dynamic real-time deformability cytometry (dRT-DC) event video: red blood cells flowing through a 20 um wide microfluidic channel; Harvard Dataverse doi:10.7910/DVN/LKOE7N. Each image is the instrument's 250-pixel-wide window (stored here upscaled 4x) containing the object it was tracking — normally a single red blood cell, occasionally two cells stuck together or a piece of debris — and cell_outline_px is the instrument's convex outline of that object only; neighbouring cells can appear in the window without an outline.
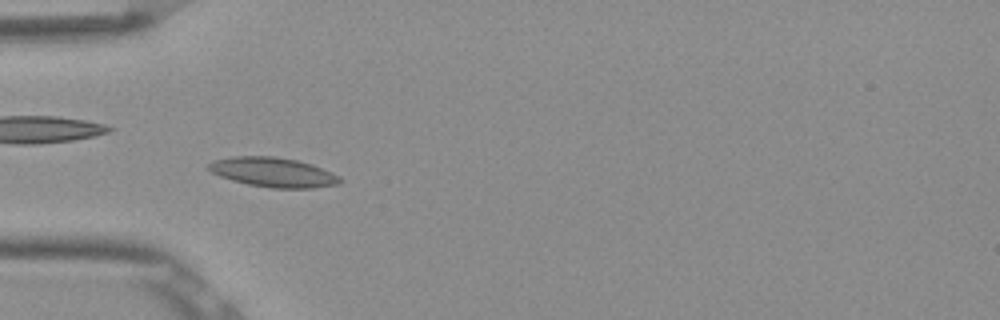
{"species": "Egyptian fruit bat (a non-hibernating species)", "species_latin": "Rousettus aegyptiacus", "temperature_condition": "room temperature", "stored_images_in_passage": 54, "camera_frame_rate_fps": 3000, "um_per_image_px": 0.085, "frame": {"image": 1, "passage_image": 18, "time_ms": 5.667, "image_size_px": [1000, 320], "cell_outline_px": [[344, 180], [340, 184], [312, 188], [272, 188], [248, 184], [232, 180], [220, 176], [212, 172], [208, 168], [208, 164], [216, 160], [232, 156], [272, 156], [296, 160], [312, 164], [332, 172], [340, 176]], "centroid_in_image_um": [23.27, 14.65], "position_along_channel_um": 61.7, "area_um2": 22.6}}
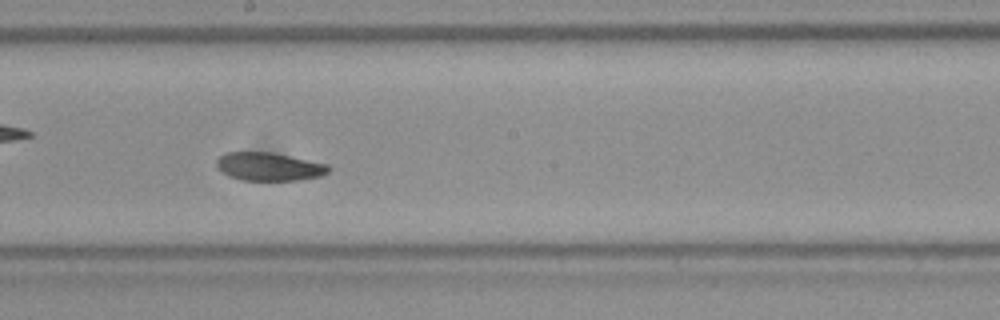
{"frame": {"image": 2, "passage_image": 31, "time_ms": 10.0, "image_size_px": [1000, 320], "cell_outline_px": [[332, 168], [328, 172], [320, 176], [300, 180], [240, 180], [228, 176], [216, 168], [216, 160], [224, 152], [272, 152], [328, 164]], "centroid_in_image_um": [22.85, 14.16], "position_along_channel_um": 225.4, "area_um2": 18.61}}
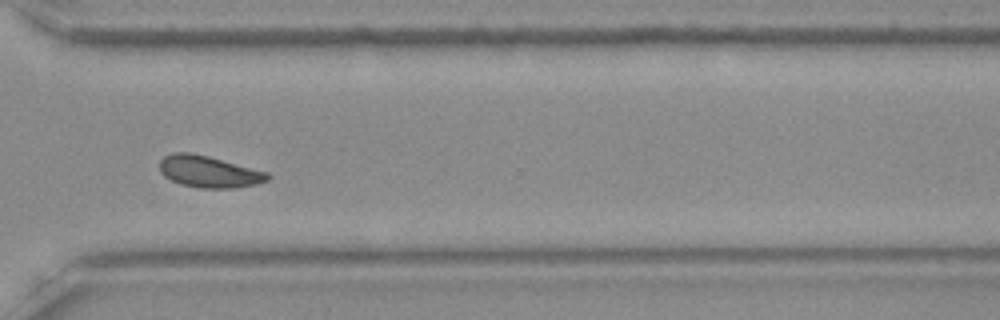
{"frame": {"image": 3, "passage_image": 41, "time_ms": 13.333, "image_size_px": [1000, 320], "cell_outline_px": [[272, 176], [268, 180], [256, 184], [232, 188], [200, 188], [180, 184], [164, 176], [160, 172], [160, 160], [164, 156], [172, 152], [192, 152], [208, 156], [268, 172]], "centroid_in_image_um": [17.75, 14.58], "position_along_channel_um": 352.9, "area_um2": 20.0}, "authors_computed_cell_mechanics": {"area_um2": 19.8254, "velocity_mm_per_s": 3.8221, "shape_relaxation_time_tau1_ms": 7.1385, "shape_relaxation_time_tau2_ms": 9.5185, "deformation_change_tau1": 0.1077, "deformation_change_tau2": 0.1235}}